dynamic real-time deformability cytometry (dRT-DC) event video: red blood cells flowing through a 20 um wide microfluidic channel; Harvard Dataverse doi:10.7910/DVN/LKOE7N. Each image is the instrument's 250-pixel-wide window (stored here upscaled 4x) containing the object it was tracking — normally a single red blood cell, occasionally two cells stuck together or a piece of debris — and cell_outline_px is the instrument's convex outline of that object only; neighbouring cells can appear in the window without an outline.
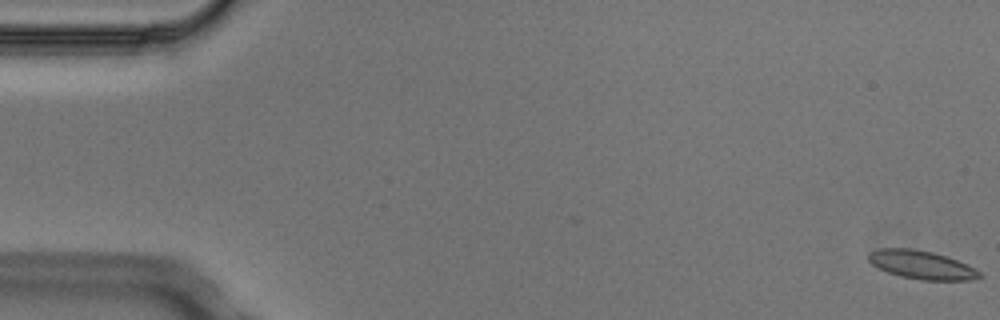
{"species": "Egyptian fruit bat (a non-hibernating species)", "species_latin": "Rousettus aegyptiacus", "temperature_condition": "cold", "stored_images_in_passage": 7, "camera_frame_rate_fps": 3000, "um_per_image_px": 0.085, "animal": {"sex": "male"}, "frame": {"image": 1, "passage_image": 1, "time_ms": 0.0, "image_size_px": [1000, 320], "cell_outline_px": [[984, 276], [972, 280], [920, 280], [900, 276], [888, 272], [872, 264], [868, 260], [868, 252], [876, 248], [912, 248], [932, 252], [956, 260], [976, 268]], "centroid_in_image_um": [78.33, 22.51], "position_along_channel_um": 6.7, "area_um2": 18.44}}
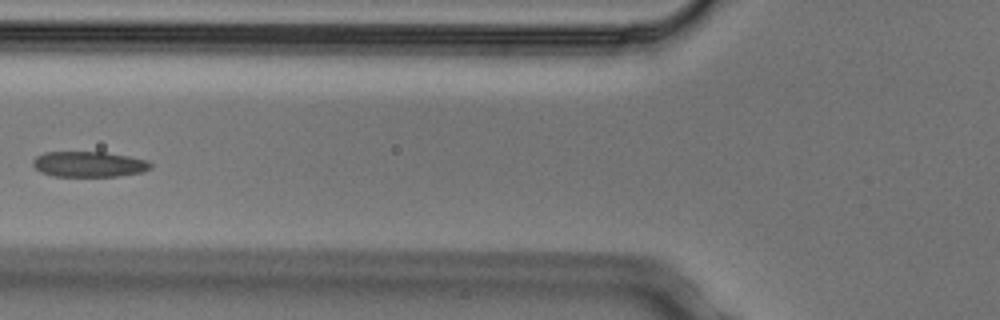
{"frame": {"image": 2, "passage_image": 6, "time_ms": 1.667, "image_size_px": [1000, 320], "cell_outline_px": [[152, 168], [140, 172], [116, 176], [52, 176], [40, 172], [32, 164], [32, 160], [36, 156], [44, 152], [104, 152], [128, 156], [148, 160], [152, 164]], "centroid_in_image_um": [7.53, 13.95], "position_along_channel_um": 118.3, "area_um2": 17.51}}
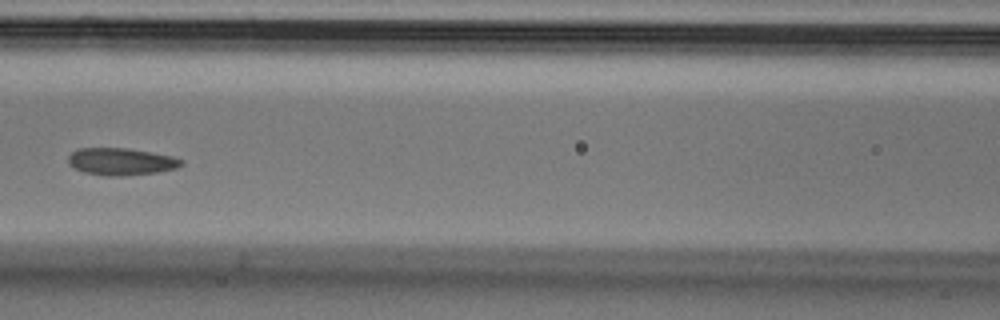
{"frame": {"image": 3, "passage_image": 7, "time_ms": 2.0, "image_size_px": [1000, 320], "cell_outline_px": [[184, 164], [176, 168], [156, 172], [124, 176], [108, 176], [84, 172], [68, 164], [68, 156], [72, 152], [80, 148], [124, 148], [172, 156], [184, 160]], "centroid_in_image_um": [10.29, 13.74], "position_along_channel_um": 156.3, "area_um2": 17.74}}